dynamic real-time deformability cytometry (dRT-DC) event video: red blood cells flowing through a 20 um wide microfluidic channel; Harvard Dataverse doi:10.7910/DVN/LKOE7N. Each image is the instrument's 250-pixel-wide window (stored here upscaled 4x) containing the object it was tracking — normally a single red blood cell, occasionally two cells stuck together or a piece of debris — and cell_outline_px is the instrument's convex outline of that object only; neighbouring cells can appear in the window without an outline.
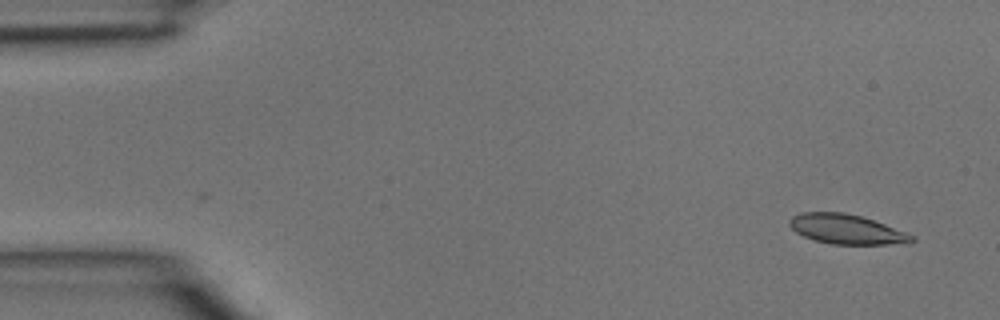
{"species": "common noctule bat (a hibernating species)", "species_latin": "Nyctalus noctula", "temperature_condition": "room temperature", "stored_images_in_passage": 44, "camera_frame_rate_fps": 3000, "um_per_image_px": 0.085, "animal": {"sex": "male", "body_mass_g": 15.6}, "frame": {"image": 1, "passage_image": 1, "time_ms": 0.0, "image_size_px": [1000, 320], "cell_outline_px": [[916, 240], [912, 244], [832, 244], [816, 240], [804, 236], [796, 232], [788, 224], [788, 220], [792, 216], [800, 212], [844, 212], [860, 216], [884, 224], [916, 236]], "centroid_in_image_um": [71.98, 19.49], "position_along_channel_um": 13.0, "area_um2": 21.21}}
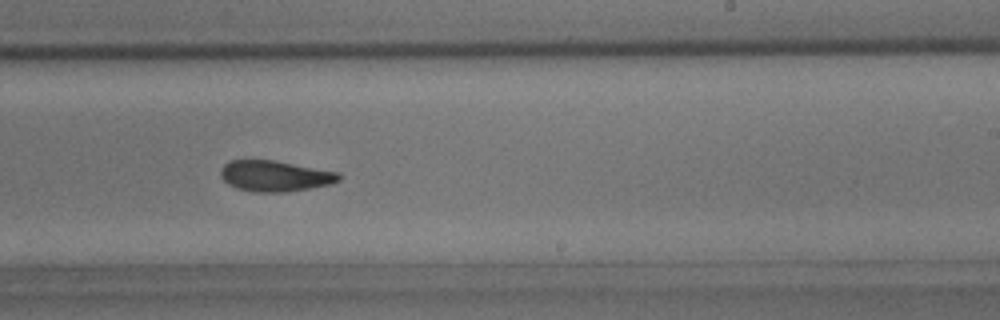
{"frame": {"image": 2, "passage_image": 26, "time_ms": 8.333, "image_size_px": [1000, 320], "cell_outline_px": [[340, 180], [332, 184], [284, 192], [256, 192], [236, 188], [228, 184], [220, 176], [220, 168], [228, 160], [272, 160], [340, 172]], "centroid_in_image_um": [23.35, 14.95], "position_along_channel_um": 265.6, "area_um2": 21.27}}
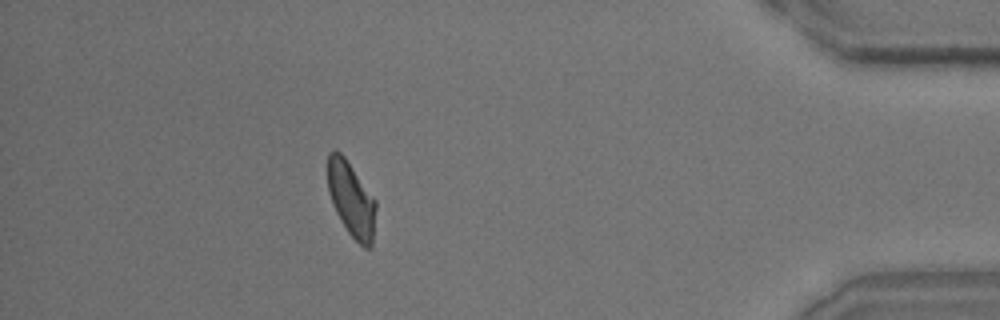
{"frame": {"image": 3, "passage_image": 39, "time_ms": 12.667, "image_size_px": [1000, 320], "cell_outline_px": [[376, 208], [372, 248], [364, 248], [348, 232], [336, 212], [332, 204], [328, 192], [328, 152], [336, 148], [344, 156], [376, 200]], "centroid_in_image_um": [29.86, 16.93], "position_along_channel_um": 405.3, "area_um2": 21.04}}